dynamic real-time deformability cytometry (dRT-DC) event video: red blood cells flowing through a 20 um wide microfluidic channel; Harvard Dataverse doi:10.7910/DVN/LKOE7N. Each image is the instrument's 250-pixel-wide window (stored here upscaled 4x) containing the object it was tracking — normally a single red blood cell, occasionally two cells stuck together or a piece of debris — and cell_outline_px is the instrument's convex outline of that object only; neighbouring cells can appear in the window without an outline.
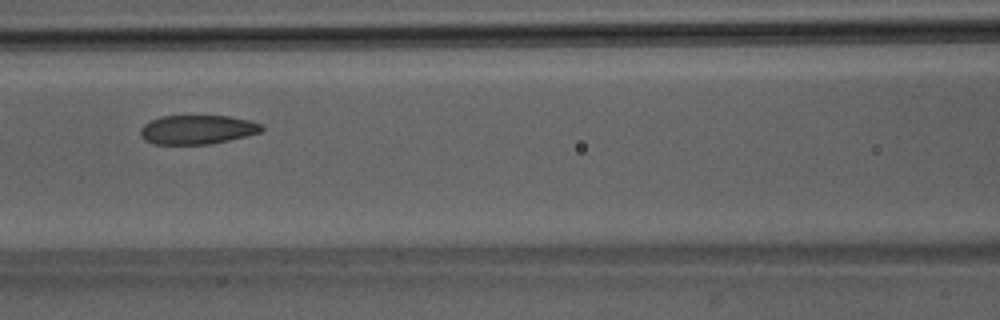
{"species": "Egyptian fruit bat (a non-hibernating species)", "species_latin": "Rousettus aegyptiacus", "temperature_condition": "room temperature", "stored_images_in_passage": 46, "camera_frame_rate_fps": 3000, "um_per_image_px": 0.085, "animal": {"sex": "male"}, "frame": {"image": 1, "passage_image": 18, "time_ms": 5.667, "image_size_px": [1000, 320], "cell_outline_px": [[264, 128], [260, 132], [228, 140], [208, 144], [152, 144], [144, 140], [140, 136], [140, 128], [144, 124], [160, 116], [228, 116], [248, 120], [260, 124]], "centroid_in_image_um": [16.71, 11.02], "position_along_channel_um": 149.9, "area_um2": 20.4}}
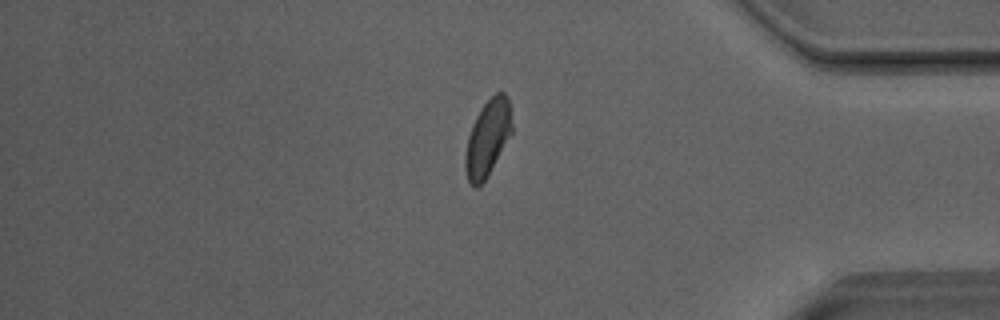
{"frame": {"image": 2, "passage_image": 38, "time_ms": 12.333, "image_size_px": [1000, 320], "cell_outline_px": [[512, 132], [484, 180], [476, 188], [472, 188], [468, 184], [464, 168], [464, 156], [468, 136], [472, 124], [476, 116], [484, 104], [496, 92], [504, 92], [508, 96], [512, 124]], "centroid_in_image_um": [41.42, 11.74], "position_along_channel_um": 393.8, "area_um2": 20.58}}
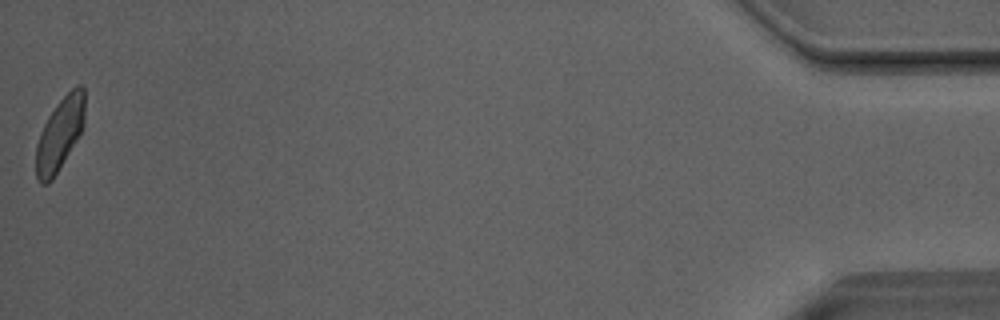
{"frame": {"image": 3, "passage_image": 46, "time_ms": 15.0, "image_size_px": [1000, 320], "cell_outline_px": [[84, 124], [80, 132], [52, 180], [48, 184], [40, 184], [36, 176], [36, 144], [40, 132], [48, 116], [56, 104], [76, 84], [80, 84], [84, 88]], "centroid_in_image_um": [5.06, 11.38], "position_along_channel_um": 430.1, "area_um2": 20.35}, "authors_computed_cell_mechanics": {"area_um2": 21.5594, "velocity_mm_per_s": 4.0378, "shape_relaxation_time_tau1_ms": 5.5105, "shape_relaxation_time_tau2_ms": 1.6866, "deformation_change_tau1": 0.1346, "deformation_change_tau2": 0.0783}}